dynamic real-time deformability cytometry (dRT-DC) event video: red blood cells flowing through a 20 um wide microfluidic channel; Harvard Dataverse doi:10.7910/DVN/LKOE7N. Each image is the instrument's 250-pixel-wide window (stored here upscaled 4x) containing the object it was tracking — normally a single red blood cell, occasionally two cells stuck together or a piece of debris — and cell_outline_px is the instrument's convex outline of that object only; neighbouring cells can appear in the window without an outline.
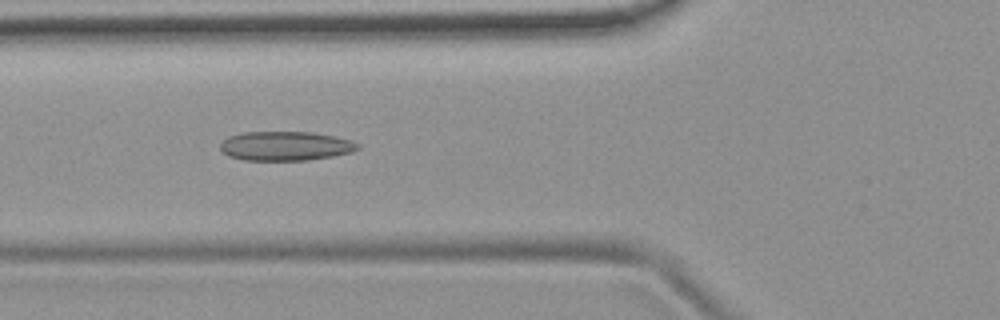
{"species": "common noctule bat (a hibernating species)", "species_latin": "Nyctalus noctula", "temperature_condition": "room temperature", "stored_images_in_passage": 40, "camera_frame_rate_fps": 3000, "um_per_image_px": 0.085, "animal": {"sex": "female", "body_mass_g": 19.9}, "frame": {"image": 1, "passage_image": 7, "time_ms": 2.0, "image_size_px": [1000, 320], "cell_outline_px": [[360, 148], [352, 152], [332, 156], [308, 160], [244, 160], [228, 156], [220, 148], [220, 144], [228, 136], [244, 132], [312, 132], [352, 140], [360, 144]], "centroid_in_image_um": [24.28, 12.41], "position_along_channel_um": 101.5, "area_um2": 23.41}}
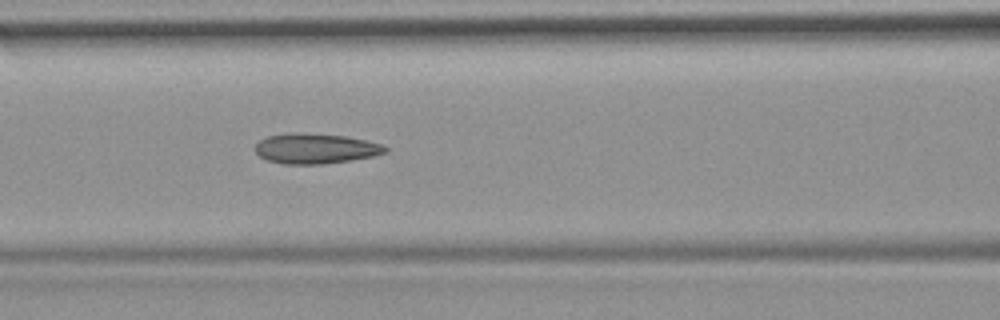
{"frame": {"image": 2, "passage_image": 10, "time_ms": 3.0, "image_size_px": [1000, 320], "cell_outline_px": [[388, 152], [372, 156], [324, 164], [284, 164], [268, 160], [260, 156], [256, 152], [256, 144], [260, 140], [268, 136], [348, 136], [368, 140], [380, 144], [388, 148]], "centroid_in_image_um": [26.89, 12.68], "position_along_channel_um": 139.7, "area_um2": 21.62}}
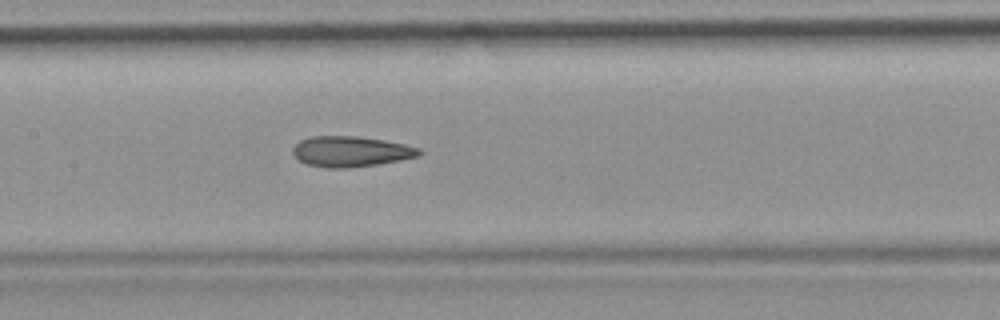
{"frame": {"image": 3, "passage_image": 13, "time_ms": 4.0, "image_size_px": [1000, 320], "cell_outline_px": [[424, 152], [420, 156], [380, 164], [348, 168], [328, 168], [308, 164], [300, 160], [292, 152], [292, 148], [300, 140], [312, 136], [356, 136], [384, 140], [404, 144], [420, 148]], "centroid_in_image_um": [29.86, 12.88], "position_along_channel_um": 177.5, "area_um2": 22.54}, "authors_computed_cell_mechanics": {"area_um2": 22.0796, "velocity_mm_per_s": 3.7879, "shape_relaxation_time_tau1_ms": null, "shape_relaxation_time_tau2_ms": 3.2263, "deformation_change_tau1": null, "deformation_change_tau2": 0.1197}}